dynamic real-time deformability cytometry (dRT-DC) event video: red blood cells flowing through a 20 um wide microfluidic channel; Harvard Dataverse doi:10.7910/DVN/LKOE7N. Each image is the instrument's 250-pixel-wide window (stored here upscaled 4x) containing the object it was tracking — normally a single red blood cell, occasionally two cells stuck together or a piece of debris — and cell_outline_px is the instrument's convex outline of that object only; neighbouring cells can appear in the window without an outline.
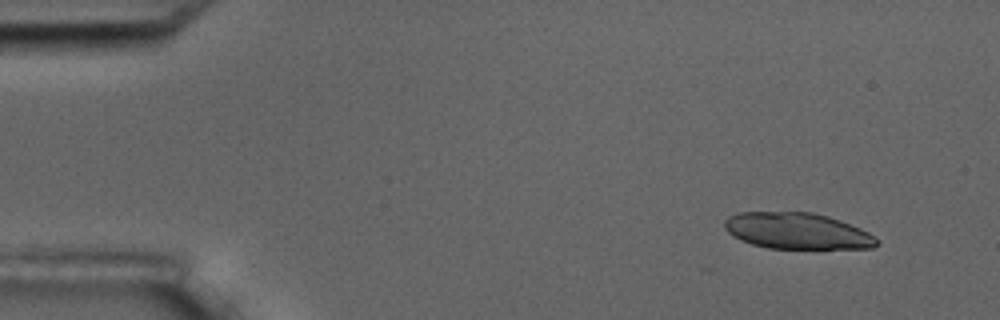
{"species": "common noctule bat (a hibernating species)", "species_latin": "Nyctalus noctula", "temperature_condition": "room temperature", "stored_images_in_passage": 4, "camera_frame_rate_fps": 3000, "um_per_image_px": 0.085, "animal": {"sex": "male", "body_mass_g": 17.5, "forearm_length_mm": 52.3}, "frame": {"image": 1, "passage_image": 1, "time_ms": 0.0, "image_size_px": [1000, 320], "cell_outline_px": [[880, 244], [872, 248], [768, 248], [752, 244], [728, 232], [724, 228], [724, 220], [728, 216], [736, 212], [812, 212], [828, 216], [840, 220], [860, 228], [868, 232], [880, 240]], "centroid_in_image_um": [67.78, 19.62], "position_along_channel_um": 17.2, "area_um2": 32.08}}